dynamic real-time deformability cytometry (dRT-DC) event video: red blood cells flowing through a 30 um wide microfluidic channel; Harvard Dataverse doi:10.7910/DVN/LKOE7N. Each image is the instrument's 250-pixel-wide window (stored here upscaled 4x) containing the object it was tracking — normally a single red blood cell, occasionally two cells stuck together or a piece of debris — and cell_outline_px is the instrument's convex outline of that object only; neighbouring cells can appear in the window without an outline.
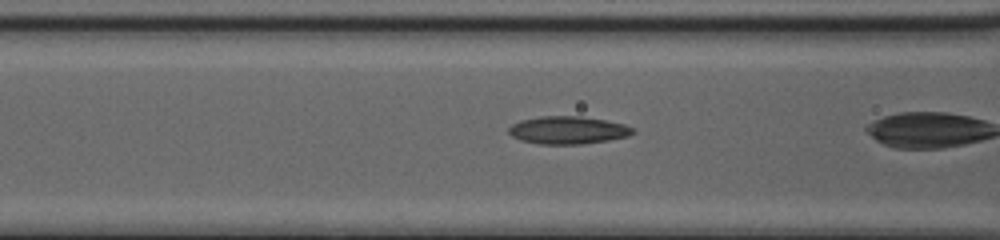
{"species": "common noctule bat (a hibernating species)", "species_latin": "Nyctalus noctula", "temperature_condition": "cold", "stored_images_in_passage": 28, "camera_frame_rate_fps": 3000, "um_per_image_px": 0.085, "animal": {"sex": "female", "body_mass_g": 20.0, "forearm_length_mm": 54.0}, "frame": {"image": 1, "passage_image": 20, "time_ms": 6.333, "image_size_px": [1000, 240], "cell_outline_px": [[636, 132], [628, 136], [608, 140], [584, 144], [540, 144], [520, 140], [512, 136], [508, 132], [508, 128], [512, 124], [520, 120], [540, 116], [580, 116], [604, 120], [624, 124], [636, 128]], "centroid_in_image_um": [48.28, 11.06], "position_along_channel_um": 118.3, "area_um2": 20.17}}